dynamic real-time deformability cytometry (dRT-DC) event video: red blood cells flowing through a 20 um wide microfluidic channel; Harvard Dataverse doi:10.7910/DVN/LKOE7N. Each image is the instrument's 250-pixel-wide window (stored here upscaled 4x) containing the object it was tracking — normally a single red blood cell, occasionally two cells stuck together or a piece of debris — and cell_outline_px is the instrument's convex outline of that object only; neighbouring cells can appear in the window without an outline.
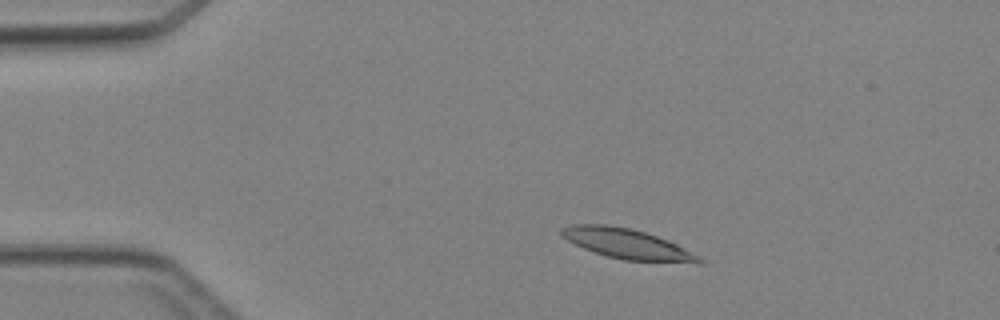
{"species": "Egyptian fruit bat (a non-hibernating species)", "species_latin": "Rousettus aegyptiacus", "temperature_condition": "cold", "stored_images_in_passage": 34, "camera_frame_rate_fps": 3000, "um_per_image_px": 0.085, "animal": {"sex": "female"}, "frame": {"image": 1, "passage_image": 1, "time_ms": 0.0, "image_size_px": [1000, 320], "cell_outline_px": [[704, 264], [700, 264], [624, 260], [608, 256], [584, 248], [560, 236], [560, 228], [572, 224], [608, 224], [632, 228], [668, 240], [700, 256], [704, 260]], "centroid_in_image_um": [53.35, 20.73], "position_along_channel_um": 31.6, "area_um2": 24.28}}
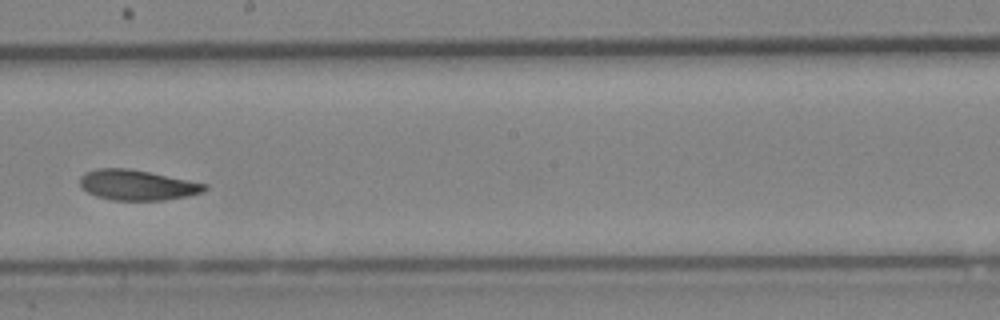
{"frame": {"image": 2, "passage_image": 19, "time_ms": 6.0, "image_size_px": [1000, 320], "cell_outline_px": [[208, 188], [204, 192], [188, 196], [164, 200], [112, 200], [96, 196], [88, 192], [80, 184], [80, 176], [84, 172], [96, 168], [128, 168], [208, 184]], "centroid_in_image_um": [11.66, 15.73], "position_along_channel_um": 236.5, "area_um2": 22.02}}
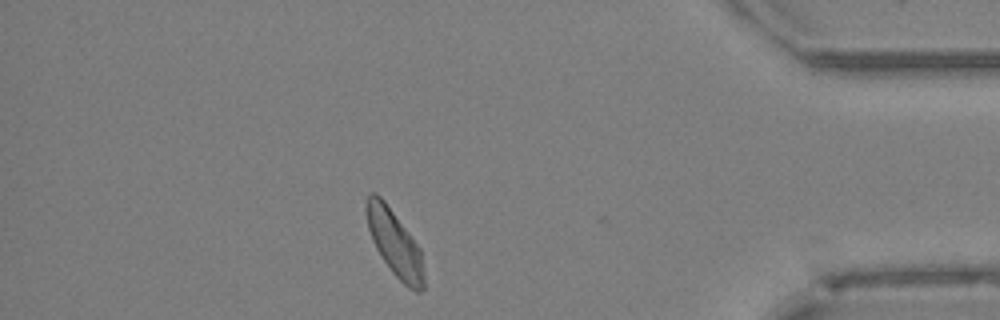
{"frame": {"image": 3, "passage_image": 33, "time_ms": 10.667, "image_size_px": [1000, 320], "cell_outline_px": [[424, 288], [420, 292], [416, 292], [408, 288], [392, 272], [380, 256], [372, 240], [368, 228], [364, 204], [368, 196], [372, 192], [376, 192], [384, 200], [420, 248], [424, 272]], "centroid_in_image_um": [33.53, 20.67], "position_along_channel_um": 401.7, "area_um2": 22.14}}